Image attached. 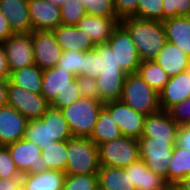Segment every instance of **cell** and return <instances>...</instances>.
Here are the masks:
<instances>
[{"instance_id":"obj_1","label":"cell","mask_w":190,"mask_h":190,"mask_svg":"<svg viewBox=\"0 0 190 190\" xmlns=\"http://www.w3.org/2000/svg\"><path fill=\"white\" fill-rule=\"evenodd\" d=\"M120 24L130 34L141 62L155 60L167 43L165 29L160 21L127 17L120 20Z\"/></svg>"},{"instance_id":"obj_2","label":"cell","mask_w":190,"mask_h":190,"mask_svg":"<svg viewBox=\"0 0 190 190\" xmlns=\"http://www.w3.org/2000/svg\"><path fill=\"white\" fill-rule=\"evenodd\" d=\"M104 103L93 98L80 97L71 105L62 108L73 137L89 138Z\"/></svg>"},{"instance_id":"obj_3","label":"cell","mask_w":190,"mask_h":190,"mask_svg":"<svg viewBox=\"0 0 190 190\" xmlns=\"http://www.w3.org/2000/svg\"><path fill=\"white\" fill-rule=\"evenodd\" d=\"M100 168L98 146L89 138L67 140L66 175L98 174Z\"/></svg>"},{"instance_id":"obj_4","label":"cell","mask_w":190,"mask_h":190,"mask_svg":"<svg viewBox=\"0 0 190 190\" xmlns=\"http://www.w3.org/2000/svg\"><path fill=\"white\" fill-rule=\"evenodd\" d=\"M120 100L145 116L161 110L159 93L137 73L127 74Z\"/></svg>"},{"instance_id":"obj_5","label":"cell","mask_w":190,"mask_h":190,"mask_svg":"<svg viewBox=\"0 0 190 190\" xmlns=\"http://www.w3.org/2000/svg\"><path fill=\"white\" fill-rule=\"evenodd\" d=\"M100 166L126 168L140 160L138 139L121 136L98 145Z\"/></svg>"},{"instance_id":"obj_6","label":"cell","mask_w":190,"mask_h":190,"mask_svg":"<svg viewBox=\"0 0 190 190\" xmlns=\"http://www.w3.org/2000/svg\"><path fill=\"white\" fill-rule=\"evenodd\" d=\"M140 160L155 174L167 182L168 166L172 158L174 146L169 141L153 140L140 137L138 139Z\"/></svg>"},{"instance_id":"obj_7","label":"cell","mask_w":190,"mask_h":190,"mask_svg":"<svg viewBox=\"0 0 190 190\" xmlns=\"http://www.w3.org/2000/svg\"><path fill=\"white\" fill-rule=\"evenodd\" d=\"M114 53L117 64L126 74L137 72L141 60L128 31L119 23L106 42Z\"/></svg>"},{"instance_id":"obj_8","label":"cell","mask_w":190,"mask_h":190,"mask_svg":"<svg viewBox=\"0 0 190 190\" xmlns=\"http://www.w3.org/2000/svg\"><path fill=\"white\" fill-rule=\"evenodd\" d=\"M7 105L16 109L27 120L40 119L50 103L42 94H35L13 85L8 80Z\"/></svg>"},{"instance_id":"obj_9","label":"cell","mask_w":190,"mask_h":190,"mask_svg":"<svg viewBox=\"0 0 190 190\" xmlns=\"http://www.w3.org/2000/svg\"><path fill=\"white\" fill-rule=\"evenodd\" d=\"M5 147L9 150L12 160L21 175L48 170L47 166H43L41 149L35 143L22 138Z\"/></svg>"},{"instance_id":"obj_10","label":"cell","mask_w":190,"mask_h":190,"mask_svg":"<svg viewBox=\"0 0 190 190\" xmlns=\"http://www.w3.org/2000/svg\"><path fill=\"white\" fill-rule=\"evenodd\" d=\"M122 136L139 139L142 136L145 115L127 106L121 100L104 103Z\"/></svg>"},{"instance_id":"obj_11","label":"cell","mask_w":190,"mask_h":190,"mask_svg":"<svg viewBox=\"0 0 190 190\" xmlns=\"http://www.w3.org/2000/svg\"><path fill=\"white\" fill-rule=\"evenodd\" d=\"M2 45L10 73L35 64L31 33L13 34Z\"/></svg>"},{"instance_id":"obj_12","label":"cell","mask_w":190,"mask_h":190,"mask_svg":"<svg viewBox=\"0 0 190 190\" xmlns=\"http://www.w3.org/2000/svg\"><path fill=\"white\" fill-rule=\"evenodd\" d=\"M35 64L41 69H50L58 64L63 50L55 40L52 30L31 32Z\"/></svg>"},{"instance_id":"obj_13","label":"cell","mask_w":190,"mask_h":190,"mask_svg":"<svg viewBox=\"0 0 190 190\" xmlns=\"http://www.w3.org/2000/svg\"><path fill=\"white\" fill-rule=\"evenodd\" d=\"M179 126L171 119L168 111L159 110L149 114L144 119L141 137L153 138V140L169 141L176 145Z\"/></svg>"},{"instance_id":"obj_14","label":"cell","mask_w":190,"mask_h":190,"mask_svg":"<svg viewBox=\"0 0 190 190\" xmlns=\"http://www.w3.org/2000/svg\"><path fill=\"white\" fill-rule=\"evenodd\" d=\"M33 31L53 30L62 25L61 10L46 0H28Z\"/></svg>"},{"instance_id":"obj_15","label":"cell","mask_w":190,"mask_h":190,"mask_svg":"<svg viewBox=\"0 0 190 190\" xmlns=\"http://www.w3.org/2000/svg\"><path fill=\"white\" fill-rule=\"evenodd\" d=\"M66 90H79L76 76L70 71L54 66L43 70L42 91L44 98L51 103L58 93Z\"/></svg>"},{"instance_id":"obj_16","label":"cell","mask_w":190,"mask_h":190,"mask_svg":"<svg viewBox=\"0 0 190 190\" xmlns=\"http://www.w3.org/2000/svg\"><path fill=\"white\" fill-rule=\"evenodd\" d=\"M28 120L9 105L0 107V145L7 146L25 136Z\"/></svg>"},{"instance_id":"obj_17","label":"cell","mask_w":190,"mask_h":190,"mask_svg":"<svg viewBox=\"0 0 190 190\" xmlns=\"http://www.w3.org/2000/svg\"><path fill=\"white\" fill-rule=\"evenodd\" d=\"M190 97V73L188 70L169 77L164 88L159 92L161 110L168 111L172 106Z\"/></svg>"},{"instance_id":"obj_18","label":"cell","mask_w":190,"mask_h":190,"mask_svg":"<svg viewBox=\"0 0 190 190\" xmlns=\"http://www.w3.org/2000/svg\"><path fill=\"white\" fill-rule=\"evenodd\" d=\"M52 31L55 40L63 51L85 52L96 47L91 37L76 25H59Z\"/></svg>"},{"instance_id":"obj_19","label":"cell","mask_w":190,"mask_h":190,"mask_svg":"<svg viewBox=\"0 0 190 190\" xmlns=\"http://www.w3.org/2000/svg\"><path fill=\"white\" fill-rule=\"evenodd\" d=\"M119 23L120 20L117 17H99L86 14L76 26L88 34L97 46L108 41Z\"/></svg>"},{"instance_id":"obj_20","label":"cell","mask_w":190,"mask_h":190,"mask_svg":"<svg viewBox=\"0 0 190 190\" xmlns=\"http://www.w3.org/2000/svg\"><path fill=\"white\" fill-rule=\"evenodd\" d=\"M0 11L8 19L14 34L32 32L28 0H0Z\"/></svg>"},{"instance_id":"obj_21","label":"cell","mask_w":190,"mask_h":190,"mask_svg":"<svg viewBox=\"0 0 190 190\" xmlns=\"http://www.w3.org/2000/svg\"><path fill=\"white\" fill-rule=\"evenodd\" d=\"M136 190H171V186L160 175L152 172L142 160L124 168Z\"/></svg>"},{"instance_id":"obj_22","label":"cell","mask_w":190,"mask_h":190,"mask_svg":"<svg viewBox=\"0 0 190 190\" xmlns=\"http://www.w3.org/2000/svg\"><path fill=\"white\" fill-rule=\"evenodd\" d=\"M155 61L169 77L188 70L190 66V57L179 47L169 42L161 49Z\"/></svg>"},{"instance_id":"obj_23","label":"cell","mask_w":190,"mask_h":190,"mask_svg":"<svg viewBox=\"0 0 190 190\" xmlns=\"http://www.w3.org/2000/svg\"><path fill=\"white\" fill-rule=\"evenodd\" d=\"M167 42L179 47L190 57V16H179L164 20Z\"/></svg>"},{"instance_id":"obj_24","label":"cell","mask_w":190,"mask_h":190,"mask_svg":"<svg viewBox=\"0 0 190 190\" xmlns=\"http://www.w3.org/2000/svg\"><path fill=\"white\" fill-rule=\"evenodd\" d=\"M66 173L46 170L22 175V190H63Z\"/></svg>"},{"instance_id":"obj_25","label":"cell","mask_w":190,"mask_h":190,"mask_svg":"<svg viewBox=\"0 0 190 190\" xmlns=\"http://www.w3.org/2000/svg\"><path fill=\"white\" fill-rule=\"evenodd\" d=\"M98 184L105 190H136L123 168L100 166Z\"/></svg>"},{"instance_id":"obj_26","label":"cell","mask_w":190,"mask_h":190,"mask_svg":"<svg viewBox=\"0 0 190 190\" xmlns=\"http://www.w3.org/2000/svg\"><path fill=\"white\" fill-rule=\"evenodd\" d=\"M43 70L36 64L26 66L10 73L9 81L24 90L35 94L42 91Z\"/></svg>"},{"instance_id":"obj_27","label":"cell","mask_w":190,"mask_h":190,"mask_svg":"<svg viewBox=\"0 0 190 190\" xmlns=\"http://www.w3.org/2000/svg\"><path fill=\"white\" fill-rule=\"evenodd\" d=\"M126 73H100L95 81L100 89V101L103 103L120 100Z\"/></svg>"},{"instance_id":"obj_28","label":"cell","mask_w":190,"mask_h":190,"mask_svg":"<svg viewBox=\"0 0 190 190\" xmlns=\"http://www.w3.org/2000/svg\"><path fill=\"white\" fill-rule=\"evenodd\" d=\"M120 128L116 125L110 113L103 107L97 117V122L89 139L100 145L121 137Z\"/></svg>"},{"instance_id":"obj_29","label":"cell","mask_w":190,"mask_h":190,"mask_svg":"<svg viewBox=\"0 0 190 190\" xmlns=\"http://www.w3.org/2000/svg\"><path fill=\"white\" fill-rule=\"evenodd\" d=\"M190 175V151L174 146L172 158L168 166L167 183L172 187Z\"/></svg>"},{"instance_id":"obj_30","label":"cell","mask_w":190,"mask_h":190,"mask_svg":"<svg viewBox=\"0 0 190 190\" xmlns=\"http://www.w3.org/2000/svg\"><path fill=\"white\" fill-rule=\"evenodd\" d=\"M40 120L48 124L50 137L54 141H67L73 138L68 122L64 118L61 109L49 106Z\"/></svg>"},{"instance_id":"obj_31","label":"cell","mask_w":190,"mask_h":190,"mask_svg":"<svg viewBox=\"0 0 190 190\" xmlns=\"http://www.w3.org/2000/svg\"><path fill=\"white\" fill-rule=\"evenodd\" d=\"M136 73L158 93L169 80L168 74L155 60L141 62Z\"/></svg>"},{"instance_id":"obj_32","label":"cell","mask_w":190,"mask_h":190,"mask_svg":"<svg viewBox=\"0 0 190 190\" xmlns=\"http://www.w3.org/2000/svg\"><path fill=\"white\" fill-rule=\"evenodd\" d=\"M43 166L48 170L65 171L67 164V141H55L41 150Z\"/></svg>"},{"instance_id":"obj_33","label":"cell","mask_w":190,"mask_h":190,"mask_svg":"<svg viewBox=\"0 0 190 190\" xmlns=\"http://www.w3.org/2000/svg\"><path fill=\"white\" fill-rule=\"evenodd\" d=\"M24 138L35 143L41 150L55 142L50 137L48 124L43 123L40 119L28 120Z\"/></svg>"},{"instance_id":"obj_34","label":"cell","mask_w":190,"mask_h":190,"mask_svg":"<svg viewBox=\"0 0 190 190\" xmlns=\"http://www.w3.org/2000/svg\"><path fill=\"white\" fill-rule=\"evenodd\" d=\"M135 17L163 22V0H139Z\"/></svg>"},{"instance_id":"obj_35","label":"cell","mask_w":190,"mask_h":190,"mask_svg":"<svg viewBox=\"0 0 190 190\" xmlns=\"http://www.w3.org/2000/svg\"><path fill=\"white\" fill-rule=\"evenodd\" d=\"M60 10L62 25H76L87 14L82 0H67Z\"/></svg>"},{"instance_id":"obj_36","label":"cell","mask_w":190,"mask_h":190,"mask_svg":"<svg viewBox=\"0 0 190 190\" xmlns=\"http://www.w3.org/2000/svg\"><path fill=\"white\" fill-rule=\"evenodd\" d=\"M96 47L98 48V70L101 73H125L117 64L114 53L107 43Z\"/></svg>"},{"instance_id":"obj_37","label":"cell","mask_w":190,"mask_h":190,"mask_svg":"<svg viewBox=\"0 0 190 190\" xmlns=\"http://www.w3.org/2000/svg\"><path fill=\"white\" fill-rule=\"evenodd\" d=\"M98 185V174L66 175L63 190H94Z\"/></svg>"},{"instance_id":"obj_38","label":"cell","mask_w":190,"mask_h":190,"mask_svg":"<svg viewBox=\"0 0 190 190\" xmlns=\"http://www.w3.org/2000/svg\"><path fill=\"white\" fill-rule=\"evenodd\" d=\"M88 15L99 17H116L114 0H82Z\"/></svg>"},{"instance_id":"obj_39","label":"cell","mask_w":190,"mask_h":190,"mask_svg":"<svg viewBox=\"0 0 190 190\" xmlns=\"http://www.w3.org/2000/svg\"><path fill=\"white\" fill-rule=\"evenodd\" d=\"M179 16H190V0H163V21Z\"/></svg>"},{"instance_id":"obj_40","label":"cell","mask_w":190,"mask_h":190,"mask_svg":"<svg viewBox=\"0 0 190 190\" xmlns=\"http://www.w3.org/2000/svg\"><path fill=\"white\" fill-rule=\"evenodd\" d=\"M82 54L83 52L75 50L63 51L57 66L70 71L75 76H79V73L82 71Z\"/></svg>"},{"instance_id":"obj_41","label":"cell","mask_w":190,"mask_h":190,"mask_svg":"<svg viewBox=\"0 0 190 190\" xmlns=\"http://www.w3.org/2000/svg\"><path fill=\"white\" fill-rule=\"evenodd\" d=\"M22 178L17 169L9 150L2 146L0 148V179Z\"/></svg>"},{"instance_id":"obj_42","label":"cell","mask_w":190,"mask_h":190,"mask_svg":"<svg viewBox=\"0 0 190 190\" xmlns=\"http://www.w3.org/2000/svg\"><path fill=\"white\" fill-rule=\"evenodd\" d=\"M101 71L98 70V48L85 51L82 54V71L79 75L97 78Z\"/></svg>"},{"instance_id":"obj_43","label":"cell","mask_w":190,"mask_h":190,"mask_svg":"<svg viewBox=\"0 0 190 190\" xmlns=\"http://www.w3.org/2000/svg\"><path fill=\"white\" fill-rule=\"evenodd\" d=\"M168 113L171 119L178 126L189 125L190 124V97L172 106L168 110Z\"/></svg>"},{"instance_id":"obj_44","label":"cell","mask_w":190,"mask_h":190,"mask_svg":"<svg viewBox=\"0 0 190 190\" xmlns=\"http://www.w3.org/2000/svg\"><path fill=\"white\" fill-rule=\"evenodd\" d=\"M76 83L79 88L81 97L100 100V89L97 86L95 78L79 75L76 76Z\"/></svg>"},{"instance_id":"obj_45","label":"cell","mask_w":190,"mask_h":190,"mask_svg":"<svg viewBox=\"0 0 190 190\" xmlns=\"http://www.w3.org/2000/svg\"><path fill=\"white\" fill-rule=\"evenodd\" d=\"M139 0H114L116 17L122 20L127 17H135V11Z\"/></svg>"},{"instance_id":"obj_46","label":"cell","mask_w":190,"mask_h":190,"mask_svg":"<svg viewBox=\"0 0 190 190\" xmlns=\"http://www.w3.org/2000/svg\"><path fill=\"white\" fill-rule=\"evenodd\" d=\"M81 97L79 90H66L58 93V96L50 103V106L62 109L71 105Z\"/></svg>"},{"instance_id":"obj_47","label":"cell","mask_w":190,"mask_h":190,"mask_svg":"<svg viewBox=\"0 0 190 190\" xmlns=\"http://www.w3.org/2000/svg\"><path fill=\"white\" fill-rule=\"evenodd\" d=\"M176 146L190 151V124L179 126L177 131Z\"/></svg>"},{"instance_id":"obj_48","label":"cell","mask_w":190,"mask_h":190,"mask_svg":"<svg viewBox=\"0 0 190 190\" xmlns=\"http://www.w3.org/2000/svg\"><path fill=\"white\" fill-rule=\"evenodd\" d=\"M10 77V71L8 68L5 49L0 43V81H8Z\"/></svg>"},{"instance_id":"obj_49","label":"cell","mask_w":190,"mask_h":190,"mask_svg":"<svg viewBox=\"0 0 190 190\" xmlns=\"http://www.w3.org/2000/svg\"><path fill=\"white\" fill-rule=\"evenodd\" d=\"M13 34L14 33L12 29L10 28L8 19L0 11V43H2L3 41H6Z\"/></svg>"},{"instance_id":"obj_50","label":"cell","mask_w":190,"mask_h":190,"mask_svg":"<svg viewBox=\"0 0 190 190\" xmlns=\"http://www.w3.org/2000/svg\"><path fill=\"white\" fill-rule=\"evenodd\" d=\"M22 178L0 179V190H21Z\"/></svg>"},{"instance_id":"obj_51","label":"cell","mask_w":190,"mask_h":190,"mask_svg":"<svg viewBox=\"0 0 190 190\" xmlns=\"http://www.w3.org/2000/svg\"><path fill=\"white\" fill-rule=\"evenodd\" d=\"M8 81H0V107L7 105Z\"/></svg>"},{"instance_id":"obj_52","label":"cell","mask_w":190,"mask_h":190,"mask_svg":"<svg viewBox=\"0 0 190 190\" xmlns=\"http://www.w3.org/2000/svg\"><path fill=\"white\" fill-rule=\"evenodd\" d=\"M174 188L176 190H190V175L182 179Z\"/></svg>"},{"instance_id":"obj_53","label":"cell","mask_w":190,"mask_h":190,"mask_svg":"<svg viewBox=\"0 0 190 190\" xmlns=\"http://www.w3.org/2000/svg\"><path fill=\"white\" fill-rule=\"evenodd\" d=\"M46 1H49L50 3H52L53 5L57 6V7H61L64 5V3L67 1V0H46Z\"/></svg>"},{"instance_id":"obj_54","label":"cell","mask_w":190,"mask_h":190,"mask_svg":"<svg viewBox=\"0 0 190 190\" xmlns=\"http://www.w3.org/2000/svg\"><path fill=\"white\" fill-rule=\"evenodd\" d=\"M94 190H105L104 188H102L99 184L97 185V187Z\"/></svg>"}]
</instances>
